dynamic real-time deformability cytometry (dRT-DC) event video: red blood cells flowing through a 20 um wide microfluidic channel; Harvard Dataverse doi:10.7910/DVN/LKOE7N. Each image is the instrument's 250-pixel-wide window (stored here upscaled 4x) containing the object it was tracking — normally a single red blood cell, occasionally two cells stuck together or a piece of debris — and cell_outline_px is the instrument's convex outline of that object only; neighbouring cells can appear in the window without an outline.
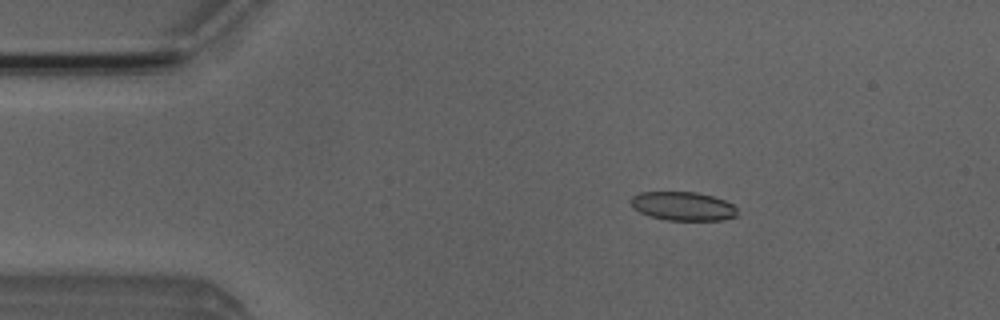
{"species": "Egyptian fruit bat (a non-hibernating species)", "species_latin": "Rousettus aegyptiacus", "temperature_condition": "room temperature", "stored_images_in_passage": 51, "camera_frame_rate_fps": 3000, "um_per_image_px": 0.085, "animal": {"sex": "male"}, "frame": {"image": 1, "passage_image": 8, "time_ms": 2.333, "image_size_px": [1000, 320], "cell_outline_px": [[736, 216], [724, 220], [664, 220], [648, 216], [632, 208], [628, 200], [632, 196], [640, 192], [696, 192], [712, 196], [724, 200], [732, 204], [736, 208]], "centroid_in_image_um": [57.99, 17.52], "position_along_channel_um": 27.0, "area_um2": 18.03}}
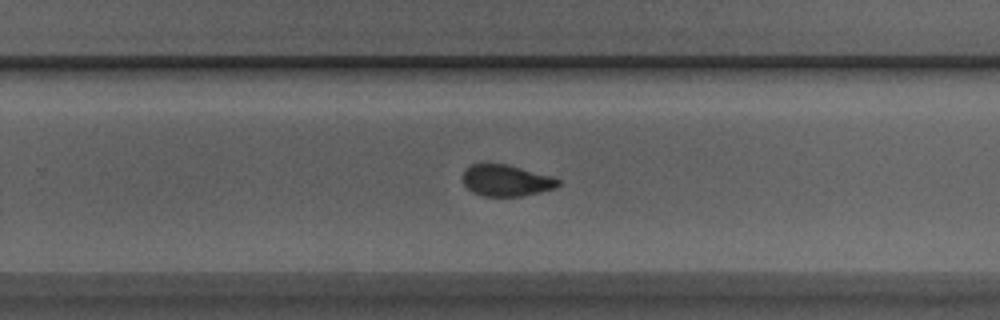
{"frame": {"image": 2, "passage_image": 32, "time_ms": 10.333, "image_size_px": [1000, 320], "cell_outline_px": [[560, 184], [556, 188], [540, 192], [520, 196], [484, 196], [472, 192], [464, 184], [464, 168], [480, 160], [508, 164], [552, 176], [560, 180]], "centroid_in_image_um": [43.0, 15.29], "position_along_channel_um": 286.8, "area_um2": 17.98}}
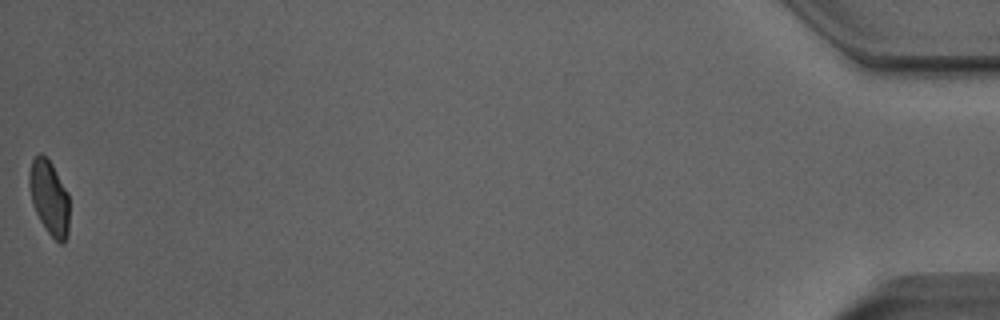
{"frame": {"image": 3, "passage_image": 51, "time_ms": 16.667, "image_size_px": [1000, 320], "cell_outline_px": [[68, 232], [64, 244], [60, 244], [48, 232], [40, 220], [32, 204], [28, 184], [28, 176], [32, 160], [40, 152], [52, 164], [68, 192]], "centroid_in_image_um": [4.18, 16.79], "position_along_channel_um": 431.0, "area_um2": 17.34}, "authors_computed_cell_mechanics": {"area_um2": 18.2648, "velocity_mm_per_s": 3.9476, "shape_relaxation_time_tau1_ms": 7.0618, "shape_relaxation_time_tau2_ms": 1.3879, "deformation_change_tau1": 0.1547, "deformation_change_tau2": 0.0643}}